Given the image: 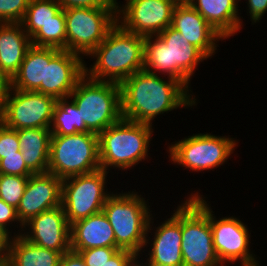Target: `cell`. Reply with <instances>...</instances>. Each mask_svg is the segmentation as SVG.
<instances>
[{"instance_id":"cell-1","label":"cell","mask_w":267,"mask_h":266,"mask_svg":"<svg viewBox=\"0 0 267 266\" xmlns=\"http://www.w3.org/2000/svg\"><path fill=\"white\" fill-rule=\"evenodd\" d=\"M161 77L142 69L120 84L122 118L154 125L157 115L197 105L192 89L176 79Z\"/></svg>"},{"instance_id":"cell-2","label":"cell","mask_w":267,"mask_h":266,"mask_svg":"<svg viewBox=\"0 0 267 266\" xmlns=\"http://www.w3.org/2000/svg\"><path fill=\"white\" fill-rule=\"evenodd\" d=\"M145 37L124 30L118 23L88 55L96 59L85 74L94 80L121 84L144 68Z\"/></svg>"},{"instance_id":"cell-3","label":"cell","mask_w":267,"mask_h":266,"mask_svg":"<svg viewBox=\"0 0 267 266\" xmlns=\"http://www.w3.org/2000/svg\"><path fill=\"white\" fill-rule=\"evenodd\" d=\"M144 70L181 81L188 89L194 71L208 58L171 26L144 40Z\"/></svg>"},{"instance_id":"cell-4","label":"cell","mask_w":267,"mask_h":266,"mask_svg":"<svg viewBox=\"0 0 267 266\" xmlns=\"http://www.w3.org/2000/svg\"><path fill=\"white\" fill-rule=\"evenodd\" d=\"M113 228L116 248L140 256L151 243L149 233L154 223L148 200L138 192L112 193L102 209ZM151 213V214H150Z\"/></svg>"},{"instance_id":"cell-5","label":"cell","mask_w":267,"mask_h":266,"mask_svg":"<svg viewBox=\"0 0 267 266\" xmlns=\"http://www.w3.org/2000/svg\"><path fill=\"white\" fill-rule=\"evenodd\" d=\"M153 126L121 118L98 135L100 167L127 170L148 157Z\"/></svg>"},{"instance_id":"cell-6","label":"cell","mask_w":267,"mask_h":266,"mask_svg":"<svg viewBox=\"0 0 267 266\" xmlns=\"http://www.w3.org/2000/svg\"><path fill=\"white\" fill-rule=\"evenodd\" d=\"M196 191L181 203V252L184 266H224L215 251L209 204Z\"/></svg>"},{"instance_id":"cell-7","label":"cell","mask_w":267,"mask_h":266,"mask_svg":"<svg viewBox=\"0 0 267 266\" xmlns=\"http://www.w3.org/2000/svg\"><path fill=\"white\" fill-rule=\"evenodd\" d=\"M87 129L99 135L121 118L120 84L89 78L84 74L70 93Z\"/></svg>"},{"instance_id":"cell-8","label":"cell","mask_w":267,"mask_h":266,"mask_svg":"<svg viewBox=\"0 0 267 266\" xmlns=\"http://www.w3.org/2000/svg\"><path fill=\"white\" fill-rule=\"evenodd\" d=\"M100 168L97 134L90 132L51 136L49 173L63 180Z\"/></svg>"},{"instance_id":"cell-9","label":"cell","mask_w":267,"mask_h":266,"mask_svg":"<svg viewBox=\"0 0 267 266\" xmlns=\"http://www.w3.org/2000/svg\"><path fill=\"white\" fill-rule=\"evenodd\" d=\"M66 50L88 55L117 24V7L66 8Z\"/></svg>"},{"instance_id":"cell-10","label":"cell","mask_w":267,"mask_h":266,"mask_svg":"<svg viewBox=\"0 0 267 266\" xmlns=\"http://www.w3.org/2000/svg\"><path fill=\"white\" fill-rule=\"evenodd\" d=\"M229 136L198 133L170 144L167 152L172 164L194 172L212 170L227 162L238 141Z\"/></svg>"},{"instance_id":"cell-11","label":"cell","mask_w":267,"mask_h":266,"mask_svg":"<svg viewBox=\"0 0 267 266\" xmlns=\"http://www.w3.org/2000/svg\"><path fill=\"white\" fill-rule=\"evenodd\" d=\"M108 173L100 168L62 180L61 206L70 225L102 211L113 193L105 188Z\"/></svg>"},{"instance_id":"cell-12","label":"cell","mask_w":267,"mask_h":266,"mask_svg":"<svg viewBox=\"0 0 267 266\" xmlns=\"http://www.w3.org/2000/svg\"><path fill=\"white\" fill-rule=\"evenodd\" d=\"M57 99L37 91L11 88L2 107V123L10 129L48 128Z\"/></svg>"},{"instance_id":"cell-13","label":"cell","mask_w":267,"mask_h":266,"mask_svg":"<svg viewBox=\"0 0 267 266\" xmlns=\"http://www.w3.org/2000/svg\"><path fill=\"white\" fill-rule=\"evenodd\" d=\"M209 205V221L213 234V244L220 262L235 265L239 261L240 266H259L257 257L250 248V234L238 217H222L217 220Z\"/></svg>"},{"instance_id":"cell-14","label":"cell","mask_w":267,"mask_h":266,"mask_svg":"<svg viewBox=\"0 0 267 266\" xmlns=\"http://www.w3.org/2000/svg\"><path fill=\"white\" fill-rule=\"evenodd\" d=\"M117 6V23L141 36H156L171 26L175 4L170 0H125Z\"/></svg>"},{"instance_id":"cell-15","label":"cell","mask_w":267,"mask_h":266,"mask_svg":"<svg viewBox=\"0 0 267 266\" xmlns=\"http://www.w3.org/2000/svg\"><path fill=\"white\" fill-rule=\"evenodd\" d=\"M22 236L40 247L64 254L71 250V225L58 206L32 217L23 225Z\"/></svg>"},{"instance_id":"cell-16","label":"cell","mask_w":267,"mask_h":266,"mask_svg":"<svg viewBox=\"0 0 267 266\" xmlns=\"http://www.w3.org/2000/svg\"><path fill=\"white\" fill-rule=\"evenodd\" d=\"M62 180L49 172L29 177L24 194L16 209L22 225L40 213L61 206Z\"/></svg>"},{"instance_id":"cell-17","label":"cell","mask_w":267,"mask_h":266,"mask_svg":"<svg viewBox=\"0 0 267 266\" xmlns=\"http://www.w3.org/2000/svg\"><path fill=\"white\" fill-rule=\"evenodd\" d=\"M171 27L207 58H212L216 53V43L225 40L191 5L175 6Z\"/></svg>"},{"instance_id":"cell-18","label":"cell","mask_w":267,"mask_h":266,"mask_svg":"<svg viewBox=\"0 0 267 266\" xmlns=\"http://www.w3.org/2000/svg\"><path fill=\"white\" fill-rule=\"evenodd\" d=\"M173 212L170 218L154 229L149 257L146 259L148 265L184 266L181 252V204Z\"/></svg>"},{"instance_id":"cell-19","label":"cell","mask_w":267,"mask_h":266,"mask_svg":"<svg viewBox=\"0 0 267 266\" xmlns=\"http://www.w3.org/2000/svg\"><path fill=\"white\" fill-rule=\"evenodd\" d=\"M84 74L83 58L68 50H61L49 63H46L45 95L55 99L69 97Z\"/></svg>"},{"instance_id":"cell-20","label":"cell","mask_w":267,"mask_h":266,"mask_svg":"<svg viewBox=\"0 0 267 266\" xmlns=\"http://www.w3.org/2000/svg\"><path fill=\"white\" fill-rule=\"evenodd\" d=\"M60 51L53 47L32 45L28 49L19 71L12 78V88L45 94L46 63H49Z\"/></svg>"},{"instance_id":"cell-21","label":"cell","mask_w":267,"mask_h":266,"mask_svg":"<svg viewBox=\"0 0 267 266\" xmlns=\"http://www.w3.org/2000/svg\"><path fill=\"white\" fill-rule=\"evenodd\" d=\"M71 250L116 247L113 228L103 211L71 224Z\"/></svg>"},{"instance_id":"cell-22","label":"cell","mask_w":267,"mask_h":266,"mask_svg":"<svg viewBox=\"0 0 267 266\" xmlns=\"http://www.w3.org/2000/svg\"><path fill=\"white\" fill-rule=\"evenodd\" d=\"M238 2L240 0H194L191 6L227 39L237 34L243 26Z\"/></svg>"},{"instance_id":"cell-23","label":"cell","mask_w":267,"mask_h":266,"mask_svg":"<svg viewBox=\"0 0 267 266\" xmlns=\"http://www.w3.org/2000/svg\"><path fill=\"white\" fill-rule=\"evenodd\" d=\"M31 46V38L20 23H0V69L11 79Z\"/></svg>"},{"instance_id":"cell-24","label":"cell","mask_w":267,"mask_h":266,"mask_svg":"<svg viewBox=\"0 0 267 266\" xmlns=\"http://www.w3.org/2000/svg\"><path fill=\"white\" fill-rule=\"evenodd\" d=\"M24 162L33 174L48 172L51 130L30 128L17 130Z\"/></svg>"},{"instance_id":"cell-25","label":"cell","mask_w":267,"mask_h":266,"mask_svg":"<svg viewBox=\"0 0 267 266\" xmlns=\"http://www.w3.org/2000/svg\"><path fill=\"white\" fill-rule=\"evenodd\" d=\"M62 254L40 247L22 235L11 236L6 245L8 266H59Z\"/></svg>"},{"instance_id":"cell-26","label":"cell","mask_w":267,"mask_h":266,"mask_svg":"<svg viewBox=\"0 0 267 266\" xmlns=\"http://www.w3.org/2000/svg\"><path fill=\"white\" fill-rule=\"evenodd\" d=\"M50 130L52 135L90 133L83 120H81L80 111L70 96L57 99Z\"/></svg>"},{"instance_id":"cell-27","label":"cell","mask_w":267,"mask_h":266,"mask_svg":"<svg viewBox=\"0 0 267 266\" xmlns=\"http://www.w3.org/2000/svg\"><path fill=\"white\" fill-rule=\"evenodd\" d=\"M61 9V5L56 0H30L20 24L31 38Z\"/></svg>"},{"instance_id":"cell-28","label":"cell","mask_w":267,"mask_h":266,"mask_svg":"<svg viewBox=\"0 0 267 266\" xmlns=\"http://www.w3.org/2000/svg\"><path fill=\"white\" fill-rule=\"evenodd\" d=\"M31 43L37 47L66 50V20L63 8L31 37Z\"/></svg>"},{"instance_id":"cell-29","label":"cell","mask_w":267,"mask_h":266,"mask_svg":"<svg viewBox=\"0 0 267 266\" xmlns=\"http://www.w3.org/2000/svg\"><path fill=\"white\" fill-rule=\"evenodd\" d=\"M28 179L24 176L0 174V199L17 209Z\"/></svg>"},{"instance_id":"cell-30","label":"cell","mask_w":267,"mask_h":266,"mask_svg":"<svg viewBox=\"0 0 267 266\" xmlns=\"http://www.w3.org/2000/svg\"><path fill=\"white\" fill-rule=\"evenodd\" d=\"M30 0H0V23H20Z\"/></svg>"},{"instance_id":"cell-31","label":"cell","mask_w":267,"mask_h":266,"mask_svg":"<svg viewBox=\"0 0 267 266\" xmlns=\"http://www.w3.org/2000/svg\"><path fill=\"white\" fill-rule=\"evenodd\" d=\"M0 174L30 177L33 173L24 162L21 150L17 154L4 155L0 159Z\"/></svg>"},{"instance_id":"cell-32","label":"cell","mask_w":267,"mask_h":266,"mask_svg":"<svg viewBox=\"0 0 267 266\" xmlns=\"http://www.w3.org/2000/svg\"><path fill=\"white\" fill-rule=\"evenodd\" d=\"M119 249L116 247H95L78 252L87 266H103Z\"/></svg>"},{"instance_id":"cell-33","label":"cell","mask_w":267,"mask_h":266,"mask_svg":"<svg viewBox=\"0 0 267 266\" xmlns=\"http://www.w3.org/2000/svg\"><path fill=\"white\" fill-rule=\"evenodd\" d=\"M20 151L17 130L7 128L3 123L0 125V159L4 155L17 154Z\"/></svg>"},{"instance_id":"cell-34","label":"cell","mask_w":267,"mask_h":266,"mask_svg":"<svg viewBox=\"0 0 267 266\" xmlns=\"http://www.w3.org/2000/svg\"><path fill=\"white\" fill-rule=\"evenodd\" d=\"M17 222L19 227L21 228L18 230L17 234L15 233L14 236H19L23 232V225L20 223L16 209L5 203L2 199H0V230L7 236L11 237L12 230L10 232L9 226L11 228V224H15ZM9 229V230H8Z\"/></svg>"},{"instance_id":"cell-35","label":"cell","mask_w":267,"mask_h":266,"mask_svg":"<svg viewBox=\"0 0 267 266\" xmlns=\"http://www.w3.org/2000/svg\"><path fill=\"white\" fill-rule=\"evenodd\" d=\"M63 9L66 8H93L117 7L110 0H56Z\"/></svg>"},{"instance_id":"cell-36","label":"cell","mask_w":267,"mask_h":266,"mask_svg":"<svg viewBox=\"0 0 267 266\" xmlns=\"http://www.w3.org/2000/svg\"><path fill=\"white\" fill-rule=\"evenodd\" d=\"M246 3L252 24L258 23L267 11V0H248Z\"/></svg>"},{"instance_id":"cell-37","label":"cell","mask_w":267,"mask_h":266,"mask_svg":"<svg viewBox=\"0 0 267 266\" xmlns=\"http://www.w3.org/2000/svg\"><path fill=\"white\" fill-rule=\"evenodd\" d=\"M136 256L131 251L119 249L103 266H128Z\"/></svg>"},{"instance_id":"cell-38","label":"cell","mask_w":267,"mask_h":266,"mask_svg":"<svg viewBox=\"0 0 267 266\" xmlns=\"http://www.w3.org/2000/svg\"><path fill=\"white\" fill-rule=\"evenodd\" d=\"M59 266H87L78 252L69 250L62 254Z\"/></svg>"},{"instance_id":"cell-39","label":"cell","mask_w":267,"mask_h":266,"mask_svg":"<svg viewBox=\"0 0 267 266\" xmlns=\"http://www.w3.org/2000/svg\"><path fill=\"white\" fill-rule=\"evenodd\" d=\"M12 88V79L0 69V106L3 107L4 102Z\"/></svg>"},{"instance_id":"cell-40","label":"cell","mask_w":267,"mask_h":266,"mask_svg":"<svg viewBox=\"0 0 267 266\" xmlns=\"http://www.w3.org/2000/svg\"><path fill=\"white\" fill-rule=\"evenodd\" d=\"M8 238L1 230H0V260L5 258L6 254V245L8 242Z\"/></svg>"},{"instance_id":"cell-41","label":"cell","mask_w":267,"mask_h":266,"mask_svg":"<svg viewBox=\"0 0 267 266\" xmlns=\"http://www.w3.org/2000/svg\"><path fill=\"white\" fill-rule=\"evenodd\" d=\"M173 2L176 6H185V5H191L194 0H170Z\"/></svg>"},{"instance_id":"cell-42","label":"cell","mask_w":267,"mask_h":266,"mask_svg":"<svg viewBox=\"0 0 267 266\" xmlns=\"http://www.w3.org/2000/svg\"><path fill=\"white\" fill-rule=\"evenodd\" d=\"M138 258L140 259V256H136L128 266H149L147 263L139 261Z\"/></svg>"},{"instance_id":"cell-43","label":"cell","mask_w":267,"mask_h":266,"mask_svg":"<svg viewBox=\"0 0 267 266\" xmlns=\"http://www.w3.org/2000/svg\"><path fill=\"white\" fill-rule=\"evenodd\" d=\"M0 266H8L7 262L5 259L0 260Z\"/></svg>"},{"instance_id":"cell-44","label":"cell","mask_w":267,"mask_h":266,"mask_svg":"<svg viewBox=\"0 0 267 266\" xmlns=\"http://www.w3.org/2000/svg\"><path fill=\"white\" fill-rule=\"evenodd\" d=\"M2 124V107L0 106V125Z\"/></svg>"},{"instance_id":"cell-45","label":"cell","mask_w":267,"mask_h":266,"mask_svg":"<svg viewBox=\"0 0 267 266\" xmlns=\"http://www.w3.org/2000/svg\"><path fill=\"white\" fill-rule=\"evenodd\" d=\"M115 6H118L120 3L117 2V0H110Z\"/></svg>"}]
</instances>
